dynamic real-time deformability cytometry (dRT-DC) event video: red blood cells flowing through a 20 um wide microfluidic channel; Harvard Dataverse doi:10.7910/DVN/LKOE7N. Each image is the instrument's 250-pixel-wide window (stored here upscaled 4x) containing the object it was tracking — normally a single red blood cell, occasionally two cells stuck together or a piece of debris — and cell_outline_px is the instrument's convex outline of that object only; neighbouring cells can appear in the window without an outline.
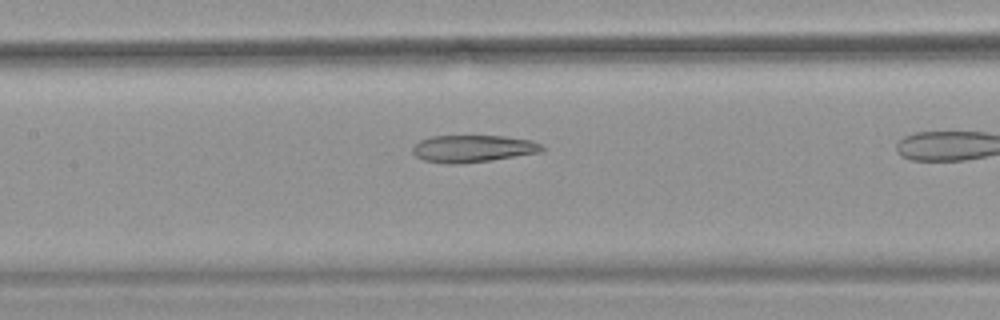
{"species": "common noctule bat (a hibernating species)", "species_latin": "Nyctalus noctula", "temperature_condition": "warm", "stored_images_in_passage": 38, "camera_frame_rate_fps": 3000, "um_per_image_px": 0.085, "animal": {"sex": "female", "body_mass_g": 18.4}, "frame": {"image": 1, "passage_image": 22, "time_ms": 7.0, "image_size_px": [1000, 320], "cell_outline_px": [[544, 152], [460, 164], [448, 164], [424, 160], [416, 156], [412, 152], [412, 148], [420, 140], [432, 136], [504, 136], [532, 140], [540, 144], [544, 148]], "centroid_in_image_um": [40.2, 12.63], "position_along_channel_um": 167.2, "area_um2": 20.4}}